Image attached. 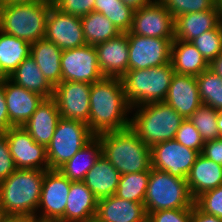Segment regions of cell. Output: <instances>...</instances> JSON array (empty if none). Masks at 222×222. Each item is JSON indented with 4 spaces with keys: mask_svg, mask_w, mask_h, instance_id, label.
Segmentation results:
<instances>
[{
    "mask_svg": "<svg viewBox=\"0 0 222 222\" xmlns=\"http://www.w3.org/2000/svg\"><path fill=\"white\" fill-rule=\"evenodd\" d=\"M130 115L121 78L104 77L91 84L89 129L95 136L130 127Z\"/></svg>",
    "mask_w": 222,
    "mask_h": 222,
    "instance_id": "6da1fadb",
    "label": "cell"
},
{
    "mask_svg": "<svg viewBox=\"0 0 222 222\" xmlns=\"http://www.w3.org/2000/svg\"><path fill=\"white\" fill-rule=\"evenodd\" d=\"M104 156L121 175L151 171V149L130 128L97 135Z\"/></svg>",
    "mask_w": 222,
    "mask_h": 222,
    "instance_id": "7a4b0ae2",
    "label": "cell"
},
{
    "mask_svg": "<svg viewBox=\"0 0 222 222\" xmlns=\"http://www.w3.org/2000/svg\"><path fill=\"white\" fill-rule=\"evenodd\" d=\"M45 172L37 169H17L0 182V203L7 215L35 218Z\"/></svg>",
    "mask_w": 222,
    "mask_h": 222,
    "instance_id": "3957f363",
    "label": "cell"
},
{
    "mask_svg": "<svg viewBox=\"0 0 222 222\" xmlns=\"http://www.w3.org/2000/svg\"><path fill=\"white\" fill-rule=\"evenodd\" d=\"M184 118L164 102L131 108L130 128L150 148L174 139Z\"/></svg>",
    "mask_w": 222,
    "mask_h": 222,
    "instance_id": "277c9868",
    "label": "cell"
},
{
    "mask_svg": "<svg viewBox=\"0 0 222 222\" xmlns=\"http://www.w3.org/2000/svg\"><path fill=\"white\" fill-rule=\"evenodd\" d=\"M51 5L44 0L3 4L0 7V30L31 44L44 39Z\"/></svg>",
    "mask_w": 222,
    "mask_h": 222,
    "instance_id": "5b68a950",
    "label": "cell"
},
{
    "mask_svg": "<svg viewBox=\"0 0 222 222\" xmlns=\"http://www.w3.org/2000/svg\"><path fill=\"white\" fill-rule=\"evenodd\" d=\"M174 74L171 62L148 69L128 70L121 80L131 108L164 102Z\"/></svg>",
    "mask_w": 222,
    "mask_h": 222,
    "instance_id": "8992f818",
    "label": "cell"
},
{
    "mask_svg": "<svg viewBox=\"0 0 222 222\" xmlns=\"http://www.w3.org/2000/svg\"><path fill=\"white\" fill-rule=\"evenodd\" d=\"M144 206L147 215L165 209H192L194 199L186 179L152 167Z\"/></svg>",
    "mask_w": 222,
    "mask_h": 222,
    "instance_id": "52a82bcc",
    "label": "cell"
},
{
    "mask_svg": "<svg viewBox=\"0 0 222 222\" xmlns=\"http://www.w3.org/2000/svg\"><path fill=\"white\" fill-rule=\"evenodd\" d=\"M94 137L87 124L61 117L46 147L49 169H58Z\"/></svg>",
    "mask_w": 222,
    "mask_h": 222,
    "instance_id": "ba28073f",
    "label": "cell"
},
{
    "mask_svg": "<svg viewBox=\"0 0 222 222\" xmlns=\"http://www.w3.org/2000/svg\"><path fill=\"white\" fill-rule=\"evenodd\" d=\"M71 181L58 169L46 170L43 179L37 222H59L65 213Z\"/></svg>",
    "mask_w": 222,
    "mask_h": 222,
    "instance_id": "9c48e42d",
    "label": "cell"
},
{
    "mask_svg": "<svg viewBox=\"0 0 222 222\" xmlns=\"http://www.w3.org/2000/svg\"><path fill=\"white\" fill-rule=\"evenodd\" d=\"M131 34L144 37L175 39V19L159 0L134 11L129 30Z\"/></svg>",
    "mask_w": 222,
    "mask_h": 222,
    "instance_id": "30bf717a",
    "label": "cell"
},
{
    "mask_svg": "<svg viewBox=\"0 0 222 222\" xmlns=\"http://www.w3.org/2000/svg\"><path fill=\"white\" fill-rule=\"evenodd\" d=\"M62 82H86L92 84L104 78L99 69L95 46L63 50L61 55Z\"/></svg>",
    "mask_w": 222,
    "mask_h": 222,
    "instance_id": "8fae6325",
    "label": "cell"
},
{
    "mask_svg": "<svg viewBox=\"0 0 222 222\" xmlns=\"http://www.w3.org/2000/svg\"><path fill=\"white\" fill-rule=\"evenodd\" d=\"M129 70L148 69L170 63L172 40L127 32Z\"/></svg>",
    "mask_w": 222,
    "mask_h": 222,
    "instance_id": "7c38bea8",
    "label": "cell"
},
{
    "mask_svg": "<svg viewBox=\"0 0 222 222\" xmlns=\"http://www.w3.org/2000/svg\"><path fill=\"white\" fill-rule=\"evenodd\" d=\"M91 84L64 81L54 87L53 99L60 116L83 122L89 127Z\"/></svg>",
    "mask_w": 222,
    "mask_h": 222,
    "instance_id": "4fadbf2b",
    "label": "cell"
},
{
    "mask_svg": "<svg viewBox=\"0 0 222 222\" xmlns=\"http://www.w3.org/2000/svg\"><path fill=\"white\" fill-rule=\"evenodd\" d=\"M150 149L153 168L184 179L200 154L175 139L156 144Z\"/></svg>",
    "mask_w": 222,
    "mask_h": 222,
    "instance_id": "5bb4252c",
    "label": "cell"
},
{
    "mask_svg": "<svg viewBox=\"0 0 222 222\" xmlns=\"http://www.w3.org/2000/svg\"><path fill=\"white\" fill-rule=\"evenodd\" d=\"M5 133L17 169L49 170L46 146L35 142L23 127H11Z\"/></svg>",
    "mask_w": 222,
    "mask_h": 222,
    "instance_id": "9a60e30c",
    "label": "cell"
},
{
    "mask_svg": "<svg viewBox=\"0 0 222 222\" xmlns=\"http://www.w3.org/2000/svg\"><path fill=\"white\" fill-rule=\"evenodd\" d=\"M45 39L61 50L86 45L81 17L62 12L51 5L46 20Z\"/></svg>",
    "mask_w": 222,
    "mask_h": 222,
    "instance_id": "2e32d148",
    "label": "cell"
},
{
    "mask_svg": "<svg viewBox=\"0 0 222 222\" xmlns=\"http://www.w3.org/2000/svg\"><path fill=\"white\" fill-rule=\"evenodd\" d=\"M99 69L104 77L121 78L129 70L127 33L95 46Z\"/></svg>",
    "mask_w": 222,
    "mask_h": 222,
    "instance_id": "e0dca14e",
    "label": "cell"
},
{
    "mask_svg": "<svg viewBox=\"0 0 222 222\" xmlns=\"http://www.w3.org/2000/svg\"><path fill=\"white\" fill-rule=\"evenodd\" d=\"M164 103L188 119L202 104L196 76L175 73Z\"/></svg>",
    "mask_w": 222,
    "mask_h": 222,
    "instance_id": "ac0fdd59",
    "label": "cell"
},
{
    "mask_svg": "<svg viewBox=\"0 0 222 222\" xmlns=\"http://www.w3.org/2000/svg\"><path fill=\"white\" fill-rule=\"evenodd\" d=\"M4 94L9 121L13 127H23L45 99L43 96L15 84L10 79L4 82Z\"/></svg>",
    "mask_w": 222,
    "mask_h": 222,
    "instance_id": "d6986e66",
    "label": "cell"
},
{
    "mask_svg": "<svg viewBox=\"0 0 222 222\" xmlns=\"http://www.w3.org/2000/svg\"><path fill=\"white\" fill-rule=\"evenodd\" d=\"M95 217L101 222H145L148 215L144 203L112 195L98 200Z\"/></svg>",
    "mask_w": 222,
    "mask_h": 222,
    "instance_id": "ffe728a7",
    "label": "cell"
},
{
    "mask_svg": "<svg viewBox=\"0 0 222 222\" xmlns=\"http://www.w3.org/2000/svg\"><path fill=\"white\" fill-rule=\"evenodd\" d=\"M222 22V7L202 12L186 13L175 18V39L191 42Z\"/></svg>",
    "mask_w": 222,
    "mask_h": 222,
    "instance_id": "44dd1931",
    "label": "cell"
},
{
    "mask_svg": "<svg viewBox=\"0 0 222 222\" xmlns=\"http://www.w3.org/2000/svg\"><path fill=\"white\" fill-rule=\"evenodd\" d=\"M60 118L56 101L53 98L44 99L34 114L23 125V128L35 142L47 147Z\"/></svg>",
    "mask_w": 222,
    "mask_h": 222,
    "instance_id": "7402d4cb",
    "label": "cell"
},
{
    "mask_svg": "<svg viewBox=\"0 0 222 222\" xmlns=\"http://www.w3.org/2000/svg\"><path fill=\"white\" fill-rule=\"evenodd\" d=\"M98 199L83 181L72 182L64 217L59 222H86L96 216Z\"/></svg>",
    "mask_w": 222,
    "mask_h": 222,
    "instance_id": "603a6c76",
    "label": "cell"
},
{
    "mask_svg": "<svg viewBox=\"0 0 222 222\" xmlns=\"http://www.w3.org/2000/svg\"><path fill=\"white\" fill-rule=\"evenodd\" d=\"M189 191L195 200L199 195L222 185V165L201 153L186 177Z\"/></svg>",
    "mask_w": 222,
    "mask_h": 222,
    "instance_id": "cb8c5ba5",
    "label": "cell"
},
{
    "mask_svg": "<svg viewBox=\"0 0 222 222\" xmlns=\"http://www.w3.org/2000/svg\"><path fill=\"white\" fill-rule=\"evenodd\" d=\"M120 176V172L101 155L87 172L83 182L99 200L115 194Z\"/></svg>",
    "mask_w": 222,
    "mask_h": 222,
    "instance_id": "d4e9b609",
    "label": "cell"
},
{
    "mask_svg": "<svg viewBox=\"0 0 222 222\" xmlns=\"http://www.w3.org/2000/svg\"><path fill=\"white\" fill-rule=\"evenodd\" d=\"M61 50L56 44L44 39L31 44L30 56L37 63L47 81L55 87L62 82Z\"/></svg>",
    "mask_w": 222,
    "mask_h": 222,
    "instance_id": "484cf974",
    "label": "cell"
},
{
    "mask_svg": "<svg viewBox=\"0 0 222 222\" xmlns=\"http://www.w3.org/2000/svg\"><path fill=\"white\" fill-rule=\"evenodd\" d=\"M170 62L177 74L198 76L209 68V63L193 44L179 39L172 41Z\"/></svg>",
    "mask_w": 222,
    "mask_h": 222,
    "instance_id": "4316f807",
    "label": "cell"
},
{
    "mask_svg": "<svg viewBox=\"0 0 222 222\" xmlns=\"http://www.w3.org/2000/svg\"><path fill=\"white\" fill-rule=\"evenodd\" d=\"M102 155L101 142L95 136L58 170L72 182L83 181L87 172Z\"/></svg>",
    "mask_w": 222,
    "mask_h": 222,
    "instance_id": "83f0119b",
    "label": "cell"
},
{
    "mask_svg": "<svg viewBox=\"0 0 222 222\" xmlns=\"http://www.w3.org/2000/svg\"><path fill=\"white\" fill-rule=\"evenodd\" d=\"M9 79L45 99L53 97L54 87L47 81L37 63L29 56L13 71Z\"/></svg>",
    "mask_w": 222,
    "mask_h": 222,
    "instance_id": "f1b7e54d",
    "label": "cell"
},
{
    "mask_svg": "<svg viewBox=\"0 0 222 222\" xmlns=\"http://www.w3.org/2000/svg\"><path fill=\"white\" fill-rule=\"evenodd\" d=\"M30 53L31 43L0 30V64L9 76Z\"/></svg>",
    "mask_w": 222,
    "mask_h": 222,
    "instance_id": "f546056e",
    "label": "cell"
},
{
    "mask_svg": "<svg viewBox=\"0 0 222 222\" xmlns=\"http://www.w3.org/2000/svg\"><path fill=\"white\" fill-rule=\"evenodd\" d=\"M86 44L96 46L118 36L121 32L102 13L92 11L81 17Z\"/></svg>",
    "mask_w": 222,
    "mask_h": 222,
    "instance_id": "4dcf8cb0",
    "label": "cell"
},
{
    "mask_svg": "<svg viewBox=\"0 0 222 222\" xmlns=\"http://www.w3.org/2000/svg\"><path fill=\"white\" fill-rule=\"evenodd\" d=\"M150 172L142 171L121 175L114 195L131 202L144 203Z\"/></svg>",
    "mask_w": 222,
    "mask_h": 222,
    "instance_id": "1f68e13d",
    "label": "cell"
},
{
    "mask_svg": "<svg viewBox=\"0 0 222 222\" xmlns=\"http://www.w3.org/2000/svg\"><path fill=\"white\" fill-rule=\"evenodd\" d=\"M94 11L106 16L121 33L129 32L134 11L121 0H95Z\"/></svg>",
    "mask_w": 222,
    "mask_h": 222,
    "instance_id": "d6a6232c",
    "label": "cell"
},
{
    "mask_svg": "<svg viewBox=\"0 0 222 222\" xmlns=\"http://www.w3.org/2000/svg\"><path fill=\"white\" fill-rule=\"evenodd\" d=\"M202 103L215 110L222 109V78L209 68L196 76Z\"/></svg>",
    "mask_w": 222,
    "mask_h": 222,
    "instance_id": "836d02e7",
    "label": "cell"
},
{
    "mask_svg": "<svg viewBox=\"0 0 222 222\" xmlns=\"http://www.w3.org/2000/svg\"><path fill=\"white\" fill-rule=\"evenodd\" d=\"M218 111L202 103L188 118L199 131L204 142L220 138L217 124Z\"/></svg>",
    "mask_w": 222,
    "mask_h": 222,
    "instance_id": "e575fe53",
    "label": "cell"
},
{
    "mask_svg": "<svg viewBox=\"0 0 222 222\" xmlns=\"http://www.w3.org/2000/svg\"><path fill=\"white\" fill-rule=\"evenodd\" d=\"M190 43L210 63L222 52V22L216 28L204 32Z\"/></svg>",
    "mask_w": 222,
    "mask_h": 222,
    "instance_id": "d590c367",
    "label": "cell"
},
{
    "mask_svg": "<svg viewBox=\"0 0 222 222\" xmlns=\"http://www.w3.org/2000/svg\"><path fill=\"white\" fill-rule=\"evenodd\" d=\"M175 19L186 13L202 12L213 9L214 0H159Z\"/></svg>",
    "mask_w": 222,
    "mask_h": 222,
    "instance_id": "8d00e7d4",
    "label": "cell"
},
{
    "mask_svg": "<svg viewBox=\"0 0 222 222\" xmlns=\"http://www.w3.org/2000/svg\"><path fill=\"white\" fill-rule=\"evenodd\" d=\"M174 139L185 147L202 152L205 144L199 131L189 119H184L177 130Z\"/></svg>",
    "mask_w": 222,
    "mask_h": 222,
    "instance_id": "74e56055",
    "label": "cell"
},
{
    "mask_svg": "<svg viewBox=\"0 0 222 222\" xmlns=\"http://www.w3.org/2000/svg\"><path fill=\"white\" fill-rule=\"evenodd\" d=\"M194 204L201 211L222 219V185L199 195Z\"/></svg>",
    "mask_w": 222,
    "mask_h": 222,
    "instance_id": "f35d334b",
    "label": "cell"
},
{
    "mask_svg": "<svg viewBox=\"0 0 222 222\" xmlns=\"http://www.w3.org/2000/svg\"><path fill=\"white\" fill-rule=\"evenodd\" d=\"M192 209H165L148 214L149 222H191Z\"/></svg>",
    "mask_w": 222,
    "mask_h": 222,
    "instance_id": "ab89813d",
    "label": "cell"
},
{
    "mask_svg": "<svg viewBox=\"0 0 222 222\" xmlns=\"http://www.w3.org/2000/svg\"><path fill=\"white\" fill-rule=\"evenodd\" d=\"M53 5L62 12L82 17L94 11L95 0H58Z\"/></svg>",
    "mask_w": 222,
    "mask_h": 222,
    "instance_id": "60d3db41",
    "label": "cell"
},
{
    "mask_svg": "<svg viewBox=\"0 0 222 222\" xmlns=\"http://www.w3.org/2000/svg\"><path fill=\"white\" fill-rule=\"evenodd\" d=\"M17 170L9 151L6 133H0V182Z\"/></svg>",
    "mask_w": 222,
    "mask_h": 222,
    "instance_id": "b9f144b4",
    "label": "cell"
},
{
    "mask_svg": "<svg viewBox=\"0 0 222 222\" xmlns=\"http://www.w3.org/2000/svg\"><path fill=\"white\" fill-rule=\"evenodd\" d=\"M201 154L213 162L222 165V138L206 141Z\"/></svg>",
    "mask_w": 222,
    "mask_h": 222,
    "instance_id": "7bdbcfd3",
    "label": "cell"
},
{
    "mask_svg": "<svg viewBox=\"0 0 222 222\" xmlns=\"http://www.w3.org/2000/svg\"><path fill=\"white\" fill-rule=\"evenodd\" d=\"M13 127L9 121L7 104L4 94V83L0 84V133L6 132Z\"/></svg>",
    "mask_w": 222,
    "mask_h": 222,
    "instance_id": "ee69618b",
    "label": "cell"
},
{
    "mask_svg": "<svg viewBox=\"0 0 222 222\" xmlns=\"http://www.w3.org/2000/svg\"><path fill=\"white\" fill-rule=\"evenodd\" d=\"M191 222H222V219L201 211L195 204L192 207Z\"/></svg>",
    "mask_w": 222,
    "mask_h": 222,
    "instance_id": "f6af8a7d",
    "label": "cell"
},
{
    "mask_svg": "<svg viewBox=\"0 0 222 222\" xmlns=\"http://www.w3.org/2000/svg\"><path fill=\"white\" fill-rule=\"evenodd\" d=\"M209 69L222 78V52L209 63Z\"/></svg>",
    "mask_w": 222,
    "mask_h": 222,
    "instance_id": "bcb514c9",
    "label": "cell"
},
{
    "mask_svg": "<svg viewBox=\"0 0 222 222\" xmlns=\"http://www.w3.org/2000/svg\"><path fill=\"white\" fill-rule=\"evenodd\" d=\"M125 5L131 7L133 10H138L141 7L151 3L153 0H121Z\"/></svg>",
    "mask_w": 222,
    "mask_h": 222,
    "instance_id": "7dc6e473",
    "label": "cell"
},
{
    "mask_svg": "<svg viewBox=\"0 0 222 222\" xmlns=\"http://www.w3.org/2000/svg\"><path fill=\"white\" fill-rule=\"evenodd\" d=\"M3 222H37V220L28 216L8 215Z\"/></svg>",
    "mask_w": 222,
    "mask_h": 222,
    "instance_id": "c3c4849f",
    "label": "cell"
},
{
    "mask_svg": "<svg viewBox=\"0 0 222 222\" xmlns=\"http://www.w3.org/2000/svg\"><path fill=\"white\" fill-rule=\"evenodd\" d=\"M1 4H8V3H35L38 1H43V0H0Z\"/></svg>",
    "mask_w": 222,
    "mask_h": 222,
    "instance_id": "681fc988",
    "label": "cell"
},
{
    "mask_svg": "<svg viewBox=\"0 0 222 222\" xmlns=\"http://www.w3.org/2000/svg\"><path fill=\"white\" fill-rule=\"evenodd\" d=\"M7 79H9V75L4 71L0 64V84H3Z\"/></svg>",
    "mask_w": 222,
    "mask_h": 222,
    "instance_id": "f907efd6",
    "label": "cell"
},
{
    "mask_svg": "<svg viewBox=\"0 0 222 222\" xmlns=\"http://www.w3.org/2000/svg\"><path fill=\"white\" fill-rule=\"evenodd\" d=\"M217 124L218 130L220 132V137L222 138V109L218 111Z\"/></svg>",
    "mask_w": 222,
    "mask_h": 222,
    "instance_id": "816d5d0a",
    "label": "cell"
},
{
    "mask_svg": "<svg viewBox=\"0 0 222 222\" xmlns=\"http://www.w3.org/2000/svg\"><path fill=\"white\" fill-rule=\"evenodd\" d=\"M8 215L6 214L3 206L0 203V222H3V220L7 217Z\"/></svg>",
    "mask_w": 222,
    "mask_h": 222,
    "instance_id": "f5cc1de1",
    "label": "cell"
},
{
    "mask_svg": "<svg viewBox=\"0 0 222 222\" xmlns=\"http://www.w3.org/2000/svg\"><path fill=\"white\" fill-rule=\"evenodd\" d=\"M86 222H101V221L98 220L96 217H94V218L87 220Z\"/></svg>",
    "mask_w": 222,
    "mask_h": 222,
    "instance_id": "db71d44e",
    "label": "cell"
},
{
    "mask_svg": "<svg viewBox=\"0 0 222 222\" xmlns=\"http://www.w3.org/2000/svg\"><path fill=\"white\" fill-rule=\"evenodd\" d=\"M44 1L53 5V4L56 3V1H58V0H44Z\"/></svg>",
    "mask_w": 222,
    "mask_h": 222,
    "instance_id": "11a10c76",
    "label": "cell"
},
{
    "mask_svg": "<svg viewBox=\"0 0 222 222\" xmlns=\"http://www.w3.org/2000/svg\"><path fill=\"white\" fill-rule=\"evenodd\" d=\"M216 2L217 5L222 7V0H214Z\"/></svg>",
    "mask_w": 222,
    "mask_h": 222,
    "instance_id": "9f6ffc18",
    "label": "cell"
}]
</instances>
